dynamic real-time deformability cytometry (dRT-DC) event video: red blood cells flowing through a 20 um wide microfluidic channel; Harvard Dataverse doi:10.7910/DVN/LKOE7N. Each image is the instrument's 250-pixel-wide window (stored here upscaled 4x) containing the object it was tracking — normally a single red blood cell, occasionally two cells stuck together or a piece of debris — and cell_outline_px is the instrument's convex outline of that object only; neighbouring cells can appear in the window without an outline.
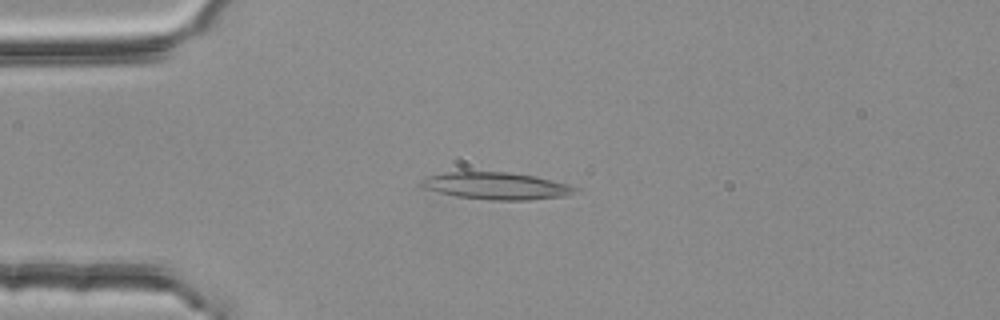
{"species": "common noctule bat (a hibernating species)", "species_latin": "Nyctalus noctula", "temperature_condition": "room temperature", "stored_images_in_passage": 49, "camera_frame_rate_fps": 3000, "um_per_image_px": 0.085, "animal": {"sex": "female", "body_mass_g": 25.1}, "frame": {"image": 1, "passage_image": 8, "time_ms": 2.333, "image_size_px": [1000, 320], "cell_outline_px": [[580, 192], [564, 196], [528, 200], [492, 200], [456, 196], [420, 188], [416, 184], [420, 180], [428, 176], [444, 172], [512, 172], [536, 176], [568, 184], [580, 188]], "centroid_in_image_um": [42.18, 15.8], "position_along_channel_um": 42.8, "area_um2": 24.68}}
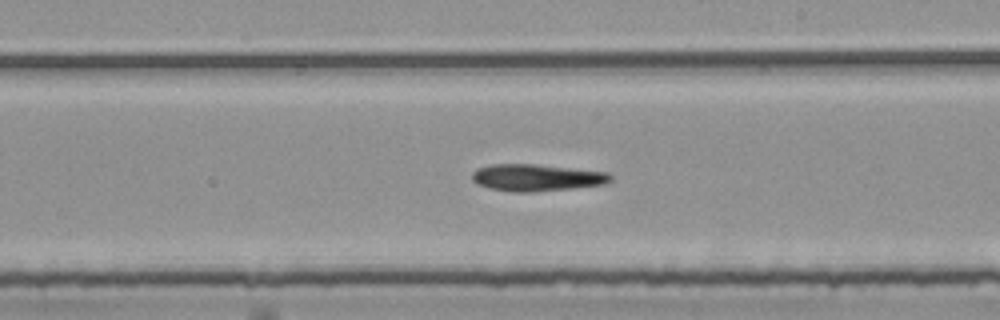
{"frame": {"image": 2, "passage_image": 26, "time_ms": 8.333, "image_size_px": [1000, 320], "cell_outline_px": [[612, 180], [604, 184], [572, 188], [532, 192], [512, 192], [488, 188], [476, 184], [472, 180], [472, 172], [476, 168], [492, 164], [536, 164], [608, 172], [612, 176]], "centroid_in_image_um": [45.57, 15.09], "position_along_channel_um": 243.4, "area_um2": 21.85}}
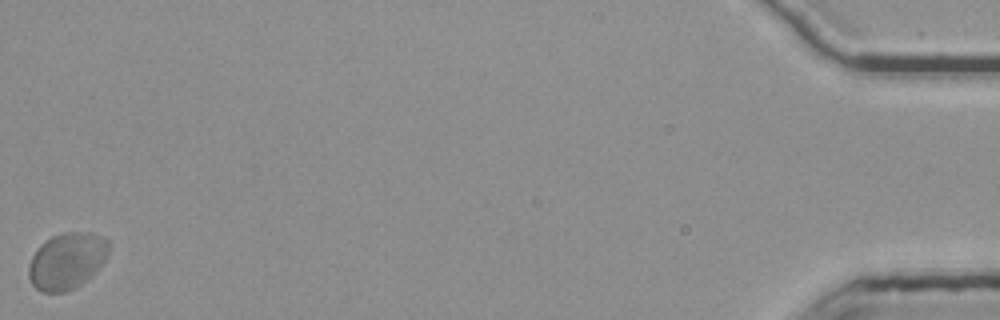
{"frame": {"image": 3, "passage_image": 49, "time_ms": 16.0, "image_size_px": [1000, 320], "cell_outline_px": [[108, 256], [96, 272], [88, 280], [76, 288], [68, 292], [40, 292], [32, 284], [28, 276], [28, 268], [32, 256], [36, 248], [40, 244], [52, 236], [64, 232], [92, 232], [104, 236], [108, 240]], "centroid_in_image_um": [5.7, 22.18], "position_along_channel_um": 429.5, "area_um2": 26.88}}